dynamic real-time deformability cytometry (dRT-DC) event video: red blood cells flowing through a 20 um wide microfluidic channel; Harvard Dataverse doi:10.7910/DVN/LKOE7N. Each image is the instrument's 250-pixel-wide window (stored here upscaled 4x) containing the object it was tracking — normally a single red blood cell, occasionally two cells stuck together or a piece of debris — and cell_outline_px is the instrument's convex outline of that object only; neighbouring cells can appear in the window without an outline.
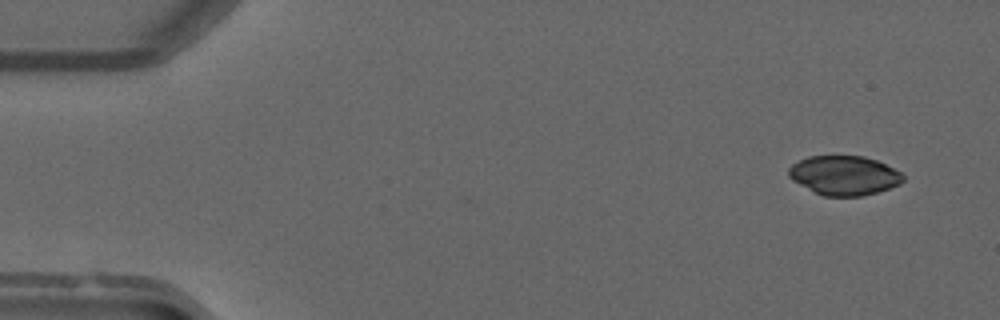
{"species": "common noctule bat (a hibernating species)", "species_latin": "Nyctalus noctula", "temperature_condition": "warm", "stored_images_in_passage": 49, "segment_of_instrument_passage": [1, 2], "camera_frame_rate_fps": 3000, "um_per_image_px": 0.085, "animal": {"sex": "male", "forearm_length_mm": 52.5}, "frame": {"image": 1, "passage_image": 1, "time_ms": 0.0, "image_size_px": [1000, 320], "cell_outline_px": [[904, 180], [900, 184], [864, 196], [824, 196], [792, 180], [788, 176], [788, 168], [792, 164], [808, 156], [864, 156], [876, 160], [900, 172], [904, 176]], "centroid_in_image_um": [71.74, 14.91], "position_along_channel_um": 13.3, "area_um2": 26.01}}
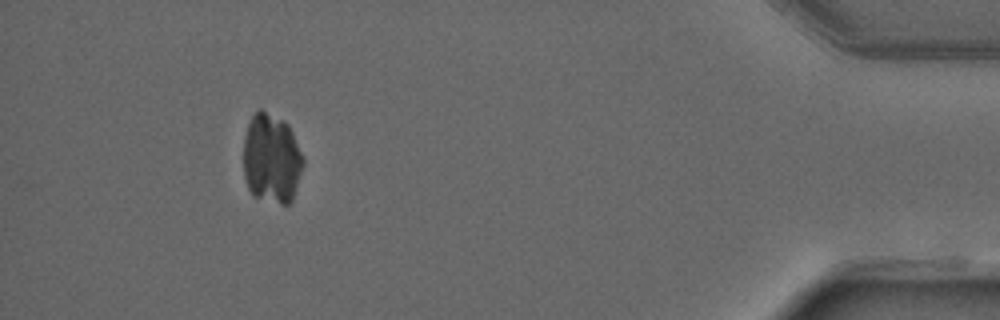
{"frame": {"image": 2, "passage_image": 44, "time_ms": 14.333, "image_size_px": [1000, 320], "cell_outline_px": [[304, 164], [292, 200], [288, 204], [280, 204], [252, 196], [248, 188], [244, 176], [244, 136], [248, 124], [252, 116], [260, 108], [284, 120], [288, 124], [304, 156]], "centroid_in_image_um": [23.09, 13.48], "position_along_channel_um": 412.1, "area_um2": 31.5}}